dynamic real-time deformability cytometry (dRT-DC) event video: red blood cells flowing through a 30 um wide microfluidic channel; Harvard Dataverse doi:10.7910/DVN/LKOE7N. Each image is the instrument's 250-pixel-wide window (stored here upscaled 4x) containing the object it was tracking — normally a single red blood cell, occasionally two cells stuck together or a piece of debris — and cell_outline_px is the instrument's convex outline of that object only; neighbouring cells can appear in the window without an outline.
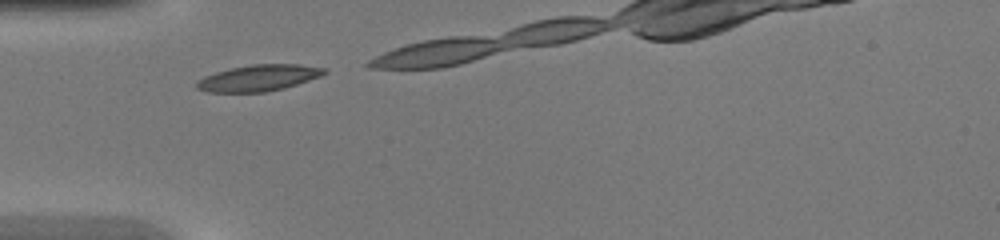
{"species": "common noctule bat (a hibernating species)", "species_latin": "Nyctalus noctula", "temperature_condition": "warm", "stored_images_in_passage": 6, "camera_frame_rate_fps": 3000, "um_per_image_px": 0.085, "animal": {"sex": "female", "body_mass_g": 20.0, "forearm_length_mm": 54.0}, "frame": {"image": 1, "passage_image": 1, "time_ms": 0.0, "image_size_px": [1000, 240], "cell_outline_px": [[328, 72], [320, 76], [284, 88], [264, 92], [208, 92], [196, 88], [196, 80], [204, 76], [216, 72], [232, 68], [252, 64], [300, 64], [328, 68]], "centroid_in_image_um": [21.99, 6.62], "position_along_channel_um": 63.0, "area_um2": 19.54}}
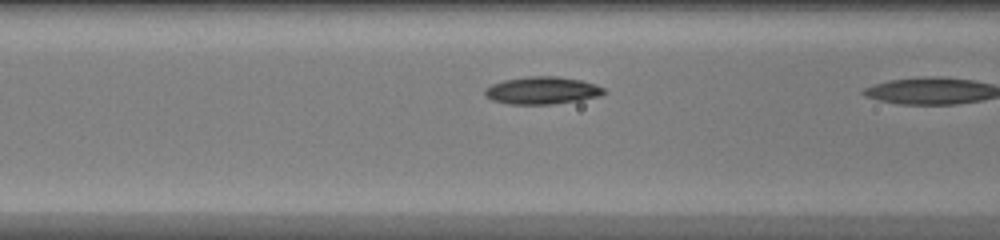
{"frame": {"image": 2, "passage_image": 5, "time_ms": 1.333, "image_size_px": [1000, 240], "cell_outline_px": [[608, 92], [600, 96], [580, 100], [552, 104], [508, 104], [492, 100], [484, 96], [484, 88], [492, 84], [504, 80], [528, 76], [556, 76], [580, 80], [596, 84], [604, 88]], "centroid_in_image_um": [46.08, 7.69], "position_along_channel_um": 120.5, "area_um2": 19.19}}